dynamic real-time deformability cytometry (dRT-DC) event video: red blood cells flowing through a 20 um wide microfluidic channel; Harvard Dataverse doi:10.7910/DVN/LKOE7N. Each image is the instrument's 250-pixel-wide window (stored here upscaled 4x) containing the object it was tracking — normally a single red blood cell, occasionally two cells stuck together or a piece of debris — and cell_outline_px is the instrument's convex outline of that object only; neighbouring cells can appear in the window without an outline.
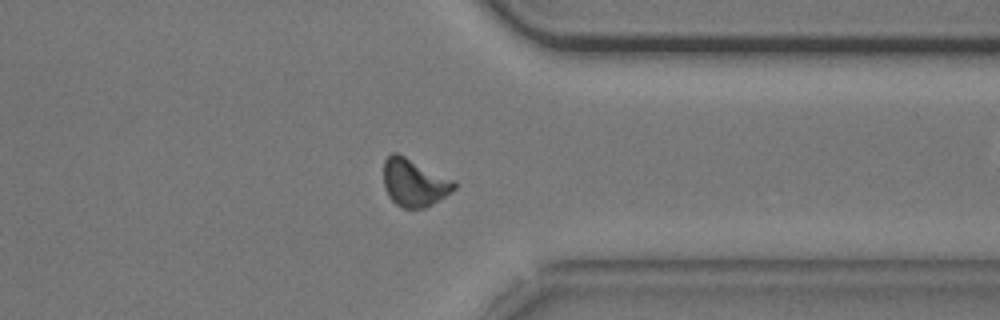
{"species": "common noctule bat (a hibernating species)", "species_latin": "Nyctalus noctula", "temperature_condition": "cold", "stored_images_in_passage": 46, "camera_frame_rate_fps": 3000, "um_per_image_px": 0.085, "animal": {"sex": "male", "body_mass_g": 20.5, "forearm_length_mm": 52.5}, "frame": {"image": 1, "passage_image": 33, "time_ms": 10.667, "image_size_px": [1000, 320], "cell_outline_px": [[456, 188], [452, 192], [432, 204], [424, 208], [404, 208], [396, 204], [388, 196], [384, 188], [384, 160], [392, 152], [396, 152], [456, 180]], "centroid_in_image_um": [35.22, 15.52], "position_along_channel_um": 376.2, "area_um2": 19.71}}
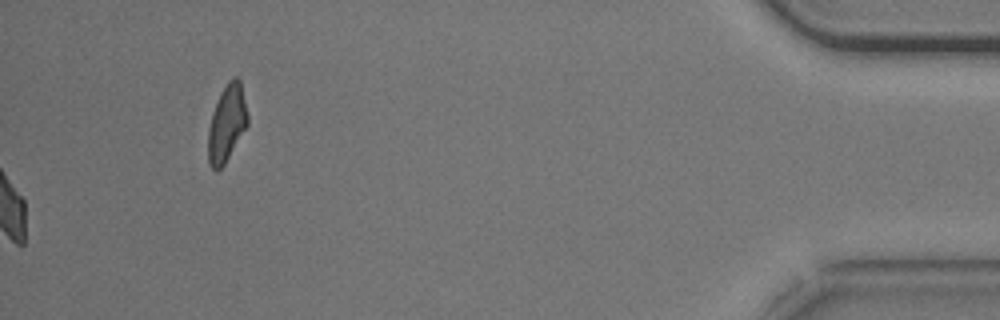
{"frame": {"image": 2, "passage_image": 46, "time_ms": 15.0, "image_size_px": [1000, 320], "cell_outline_px": [[248, 124], [224, 164], [216, 172], [208, 164], [208, 128], [212, 112], [228, 80], [232, 76], [236, 76], [240, 80], [248, 116]], "centroid_in_image_um": [19.27, 10.49], "position_along_channel_um": 415.9, "area_um2": 17.46}, "authors_computed_cell_mechanics": {"area_um2": 19.6809, "velocity_mm_per_s": 3.7024, "shape_relaxation_time_tau1_ms": null, "shape_relaxation_time_tau2_ms": 7.7285, "deformation_change_tau1": null, "deformation_change_tau2": 0.1406}}